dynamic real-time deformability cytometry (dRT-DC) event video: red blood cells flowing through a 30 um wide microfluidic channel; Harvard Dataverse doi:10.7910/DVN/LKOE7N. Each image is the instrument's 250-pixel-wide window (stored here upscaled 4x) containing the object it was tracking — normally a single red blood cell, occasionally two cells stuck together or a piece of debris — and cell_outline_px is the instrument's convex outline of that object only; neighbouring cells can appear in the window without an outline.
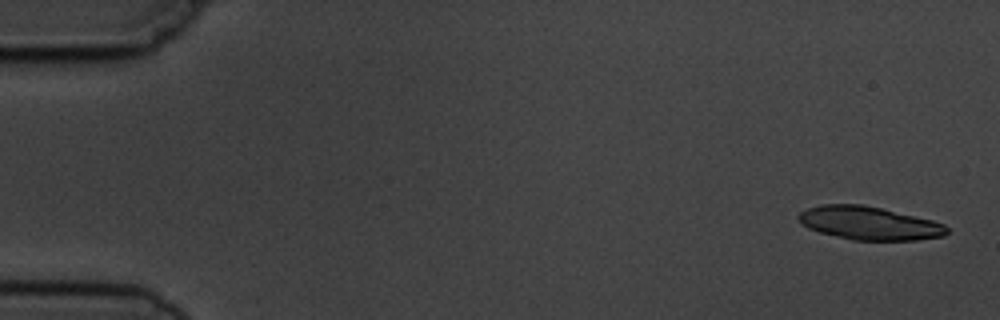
{"species": "common noctule bat (a hibernating species)", "species_latin": "Nyctalus noctula", "temperature_condition": "cold", "stored_images_in_passage": 5, "camera_frame_rate_fps": 3000, "um_per_image_px": 0.085, "animal": {"sex": "male", "body_mass_g": 19.5, "forearm_length_mm": 54.6}, "frame": {"image": 1, "passage_image": 1, "time_ms": 0.0, "image_size_px": [1000, 320], "cell_outline_px": [[948, 232], [944, 236], [916, 240], [852, 240], [820, 232], [808, 228], [796, 216], [800, 212], [808, 208], [820, 204], [860, 204], [880, 208], [932, 220], [944, 224], [948, 228]], "centroid_in_image_um": [73.88, 18.97], "position_along_channel_um": 11.1, "area_um2": 28.55}}